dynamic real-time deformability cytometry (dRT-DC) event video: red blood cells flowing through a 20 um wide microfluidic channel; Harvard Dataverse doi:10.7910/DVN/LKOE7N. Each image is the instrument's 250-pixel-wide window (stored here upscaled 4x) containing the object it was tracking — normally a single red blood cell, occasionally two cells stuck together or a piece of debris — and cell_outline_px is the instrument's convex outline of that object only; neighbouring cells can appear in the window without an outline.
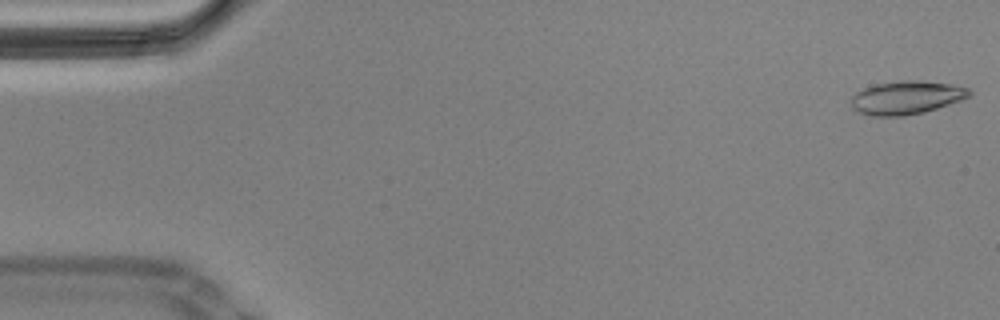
{"species": "Egyptian fruit bat (a non-hibernating species)", "species_latin": "Rousettus aegyptiacus", "temperature_condition": "cold", "stored_images_in_passage": 9, "camera_frame_rate_fps": 3000, "um_per_image_px": 0.085, "animal": {"sex": "male"}, "frame": {"image": 1, "passage_image": 1, "time_ms": 0.0, "image_size_px": [1000, 320], "cell_outline_px": [[972, 96], [924, 112], [904, 116], [872, 116], [860, 112], [852, 108], [852, 96], [856, 92], [864, 88], [876, 84], [900, 80], [920, 80], [948, 84], [968, 88], [972, 92]], "centroid_in_image_um": [77.04, 8.29], "position_along_channel_um": 8.0, "area_um2": 22.83}}